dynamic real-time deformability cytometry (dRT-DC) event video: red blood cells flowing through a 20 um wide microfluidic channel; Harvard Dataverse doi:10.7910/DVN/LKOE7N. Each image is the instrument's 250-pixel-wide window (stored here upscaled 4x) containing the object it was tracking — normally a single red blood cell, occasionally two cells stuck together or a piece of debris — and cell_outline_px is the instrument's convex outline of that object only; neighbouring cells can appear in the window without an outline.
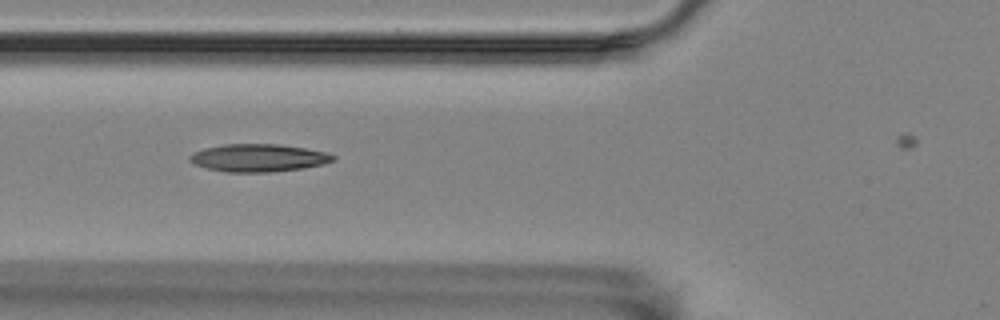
{"species": "Egyptian fruit bat (a non-hibernating species)", "species_latin": "Rousettus aegyptiacus", "temperature_condition": "room temperature", "stored_images_in_passage": 6, "camera_frame_rate_fps": 3000, "um_per_image_px": 0.085, "animal": {"sex": "female"}, "frame": {"image": 1, "passage_image": 5, "time_ms": 1.333, "image_size_px": [1000, 320], "cell_outline_px": [[336, 160], [324, 164], [304, 168], [272, 172], [224, 172], [204, 168], [192, 164], [188, 160], [188, 156], [204, 148], [224, 144], [276, 144], [304, 148], [328, 152], [336, 156]], "centroid_in_image_um": [21.96, 13.43], "position_along_channel_um": 103.8, "area_um2": 23.41}}
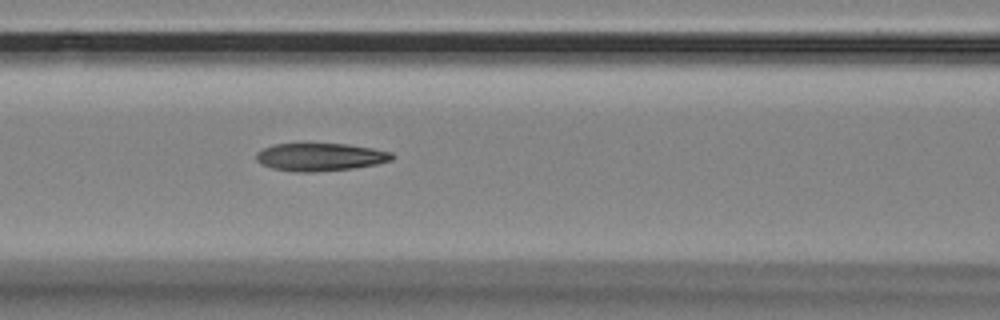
{"frame": {"image": 2, "passage_image": 6, "time_ms": 1.667, "image_size_px": [1000, 320], "cell_outline_px": [[396, 156], [392, 160], [376, 164], [352, 168], [312, 172], [296, 172], [272, 168], [260, 164], [256, 160], [256, 152], [264, 148], [276, 144], [348, 144], [372, 148], [392, 152]], "centroid_in_image_um": [27.22, 13.34], "position_along_channel_um": 139.4, "area_um2": 21.96}}